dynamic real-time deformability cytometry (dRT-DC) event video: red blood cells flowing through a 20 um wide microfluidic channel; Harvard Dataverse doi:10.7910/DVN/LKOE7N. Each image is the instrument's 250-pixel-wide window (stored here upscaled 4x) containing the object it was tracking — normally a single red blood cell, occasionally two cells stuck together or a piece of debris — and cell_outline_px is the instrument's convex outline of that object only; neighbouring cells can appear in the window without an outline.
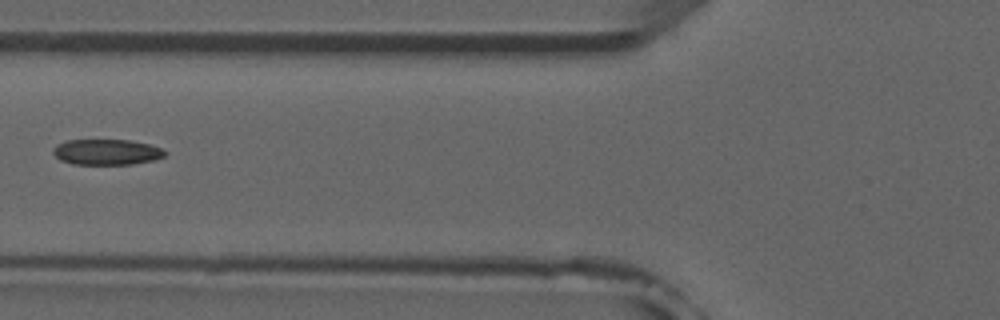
{"species": "common noctule bat (a hibernating species)", "species_latin": "Nyctalus noctula", "temperature_condition": "room temperature", "stored_images_in_passage": 6, "camera_frame_rate_fps": 3000, "um_per_image_px": 0.085, "animal": {"sex": "male", "forearm_length_mm": 52.5}, "frame": {"image": 1, "passage_image": 5, "time_ms": 5.667, "image_size_px": [1000, 320], "cell_outline_px": [[168, 152], [164, 156], [156, 160], [132, 164], [72, 164], [60, 160], [52, 152], [52, 148], [56, 144], [68, 140], [128, 140], [148, 144], [160, 148]], "centroid_in_image_um": [9.05, 12.92], "position_along_channel_um": 116.7, "area_um2": 16.76}}
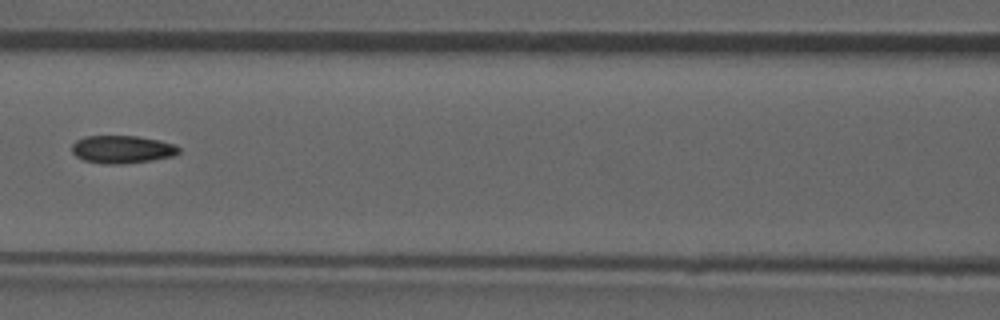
{"frame": {"image": 2, "passage_image": 6, "time_ms": 6.667, "image_size_px": [1000, 320], "cell_outline_px": [[180, 152], [172, 156], [152, 160], [120, 164], [104, 164], [84, 160], [76, 156], [72, 152], [72, 144], [76, 140], [84, 136], [136, 136], [160, 140], [172, 144], [180, 148]], "centroid_in_image_um": [10.36, 12.69], "position_along_channel_um": 156.2, "area_um2": 17.28}}